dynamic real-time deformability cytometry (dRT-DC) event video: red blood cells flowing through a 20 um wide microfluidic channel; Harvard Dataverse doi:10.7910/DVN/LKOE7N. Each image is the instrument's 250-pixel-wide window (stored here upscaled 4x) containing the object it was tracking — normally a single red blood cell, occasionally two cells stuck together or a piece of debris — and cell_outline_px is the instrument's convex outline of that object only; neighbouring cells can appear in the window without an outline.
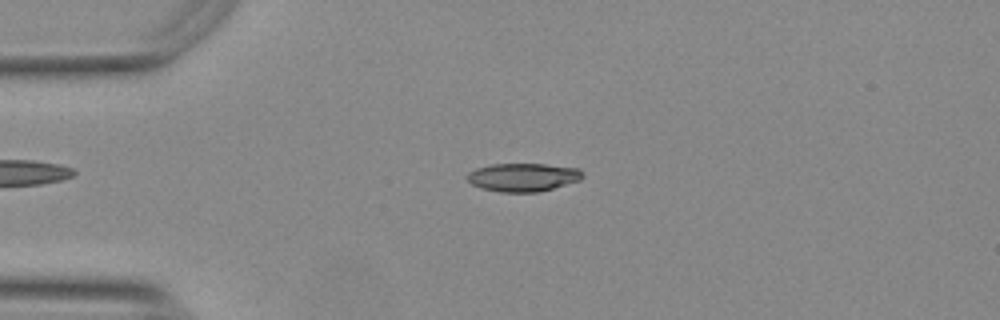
{"species": "Egyptian fruit bat (a non-hibernating species)", "species_latin": "Rousettus aegyptiacus", "temperature_condition": "warm", "stored_images_in_passage": 53, "camera_frame_rate_fps": 3000, "um_per_image_px": 0.085, "animal": {"sex": "female"}, "frame": {"image": 1, "passage_image": 12, "time_ms": 3.667, "image_size_px": [1000, 320], "cell_outline_px": [[584, 176], [580, 180], [552, 188], [536, 192], [500, 192], [480, 188], [472, 184], [464, 176], [468, 172], [476, 168], [492, 164], [544, 164], [580, 168], [584, 172]], "centroid_in_image_um": [44.44, 15.06], "position_along_channel_um": 40.6, "area_um2": 19.13}}
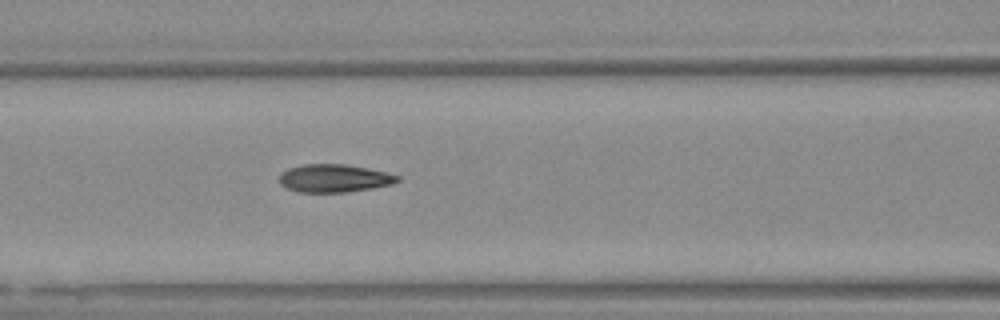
{"frame": {"image": 2, "passage_image": 22, "time_ms": 7.0, "image_size_px": [1000, 320], "cell_outline_px": [[400, 180], [392, 184], [372, 188], [344, 192], [296, 192], [280, 184], [280, 172], [288, 168], [304, 164], [344, 164], [368, 168], [388, 172], [400, 176]], "centroid_in_image_um": [28.41, 15.14], "position_along_channel_um": 138.2, "area_um2": 19.31}}
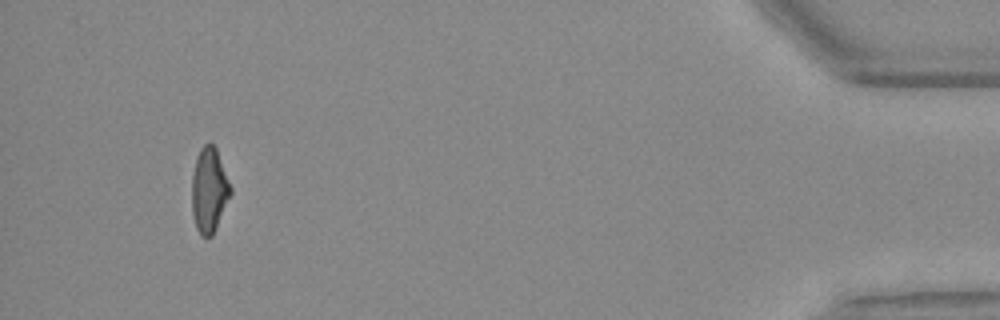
{"frame": {"image": 3, "passage_image": 50, "time_ms": 16.333, "image_size_px": [1000, 320], "cell_outline_px": [[232, 192], [216, 228], [212, 236], [200, 236], [196, 228], [192, 212], [192, 176], [196, 156], [200, 148], [204, 144], [212, 144], [216, 148], [232, 188]], "centroid_in_image_um": [17.77, 16.16], "position_along_channel_um": 417.4, "area_um2": 19.13}, "authors_computed_cell_mechanics": {"area_um2": 19.1318, "velocity_mm_per_s": 3.7717, "shape_relaxation_time_tau1_ms": 8.2518, "shape_relaxation_time_tau2_ms": 2.1129, "deformation_change_tau1": 0.2331, "deformation_change_tau2": 0.0991}}